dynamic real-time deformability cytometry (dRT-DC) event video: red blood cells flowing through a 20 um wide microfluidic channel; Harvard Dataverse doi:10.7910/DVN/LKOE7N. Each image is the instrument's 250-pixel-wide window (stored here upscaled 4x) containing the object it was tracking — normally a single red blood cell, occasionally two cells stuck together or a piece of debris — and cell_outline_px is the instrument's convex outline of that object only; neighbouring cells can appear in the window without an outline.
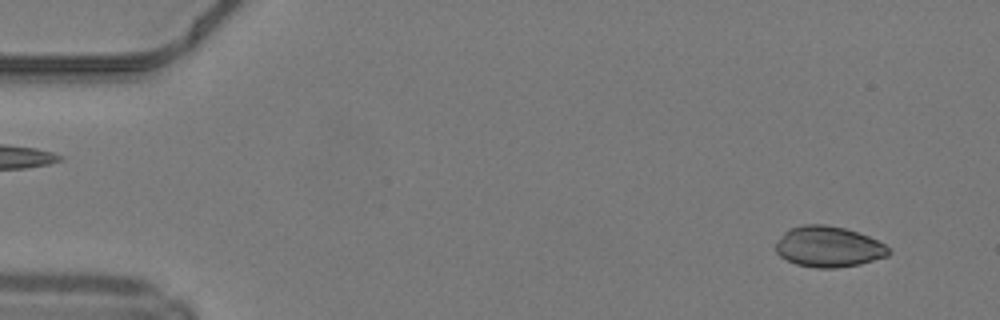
{"species": "common noctule bat (a hibernating species)", "species_latin": "Nyctalus noctula", "temperature_condition": "warm", "stored_images_in_passage": 29, "camera_frame_rate_fps": 3000, "um_per_image_px": 0.085, "animal": {"sex": "male", "body_mass_g": 19.2, "forearm_length_mm": 51.8}, "frame": {"image": 1, "passage_image": 3, "time_ms": 0.667, "image_size_px": [1000, 320], "cell_outline_px": [[892, 252], [888, 256], [860, 264], [836, 268], [816, 268], [796, 264], [780, 256], [776, 252], [776, 244], [784, 232], [788, 228], [804, 224], [824, 224], [844, 228], [868, 236], [884, 244]], "centroid_in_image_um": [70.42, 20.97], "position_along_channel_um": 14.6, "area_um2": 26.76}}
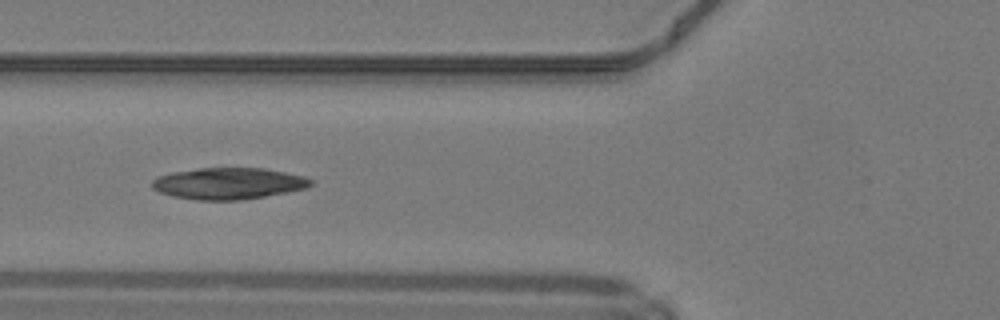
{"frame": {"image": 2, "passage_image": 18, "time_ms": 5.667, "image_size_px": [1000, 320], "cell_outline_px": [[312, 184], [308, 188], [288, 192], [240, 200], [196, 200], [172, 196], [160, 192], [152, 188], [152, 180], [156, 176], [172, 172], [200, 168], [264, 168], [304, 176], [312, 180]], "centroid_in_image_um": [19.41, 15.59], "position_along_channel_um": 106.4, "area_um2": 29.19}}
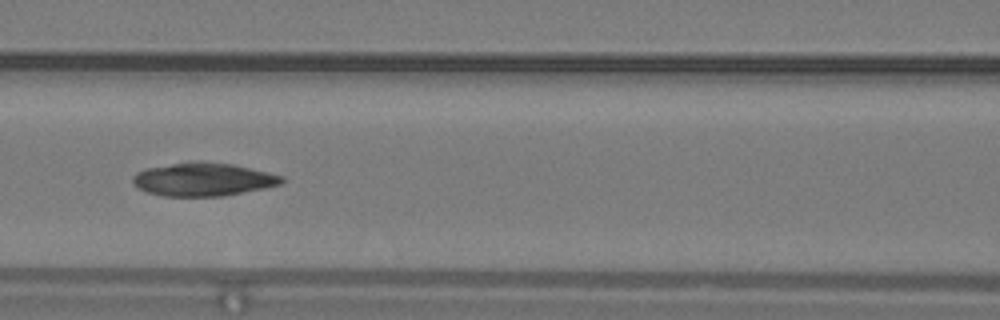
{"frame": {"image": 3, "passage_image": 21, "time_ms": 6.667, "image_size_px": [1000, 320], "cell_outline_px": [[284, 180], [280, 184], [264, 188], [220, 196], [164, 196], [148, 192], [132, 184], [132, 176], [136, 172], [148, 168], [196, 160], [232, 164], [268, 172], [284, 176]], "centroid_in_image_um": [17.26, 15.24], "position_along_channel_um": 149.3, "area_um2": 28.67}}